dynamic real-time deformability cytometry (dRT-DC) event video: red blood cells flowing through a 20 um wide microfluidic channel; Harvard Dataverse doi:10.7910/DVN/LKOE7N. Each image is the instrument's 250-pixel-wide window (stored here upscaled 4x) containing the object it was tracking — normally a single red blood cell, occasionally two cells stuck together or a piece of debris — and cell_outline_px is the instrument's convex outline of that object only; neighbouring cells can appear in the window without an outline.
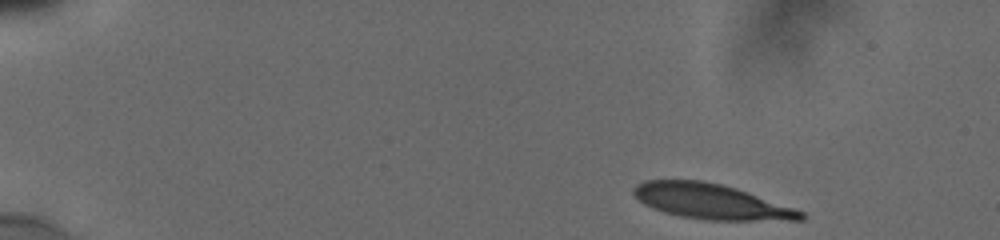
{"species": "human", "species_latin": "Homo sapiens", "temperature_condition": "cold", "stored_images_in_passage": 6, "camera_frame_rate_fps": 3000, "um_per_image_px": 0.085, "donor": {"sex": "male"}, "frame": {"image": 1, "passage_image": 1, "time_ms": 0.0, "image_size_px": [1000, 240], "cell_outline_px": [[808, 216], [804, 220], [704, 220], [680, 216], [664, 212], [652, 208], [644, 204], [632, 192], [632, 188], [636, 184], [644, 180], [704, 180], [736, 188], [804, 212]], "centroid_in_image_um": [60.42, 17.13], "position_along_channel_um": 24.6, "area_um2": 34.16}}
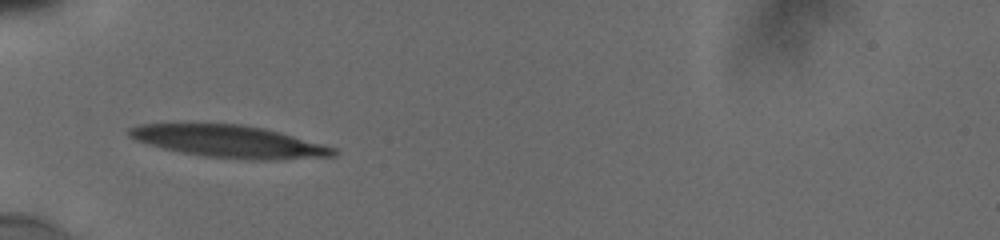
{"frame": {"image": 2, "passage_image": 5, "time_ms": 4.0, "image_size_px": [1000, 240], "cell_outline_px": [[340, 152], [336, 156], [280, 160], [248, 160], [204, 156], [180, 152], [148, 144], [136, 140], [128, 136], [128, 128], [140, 124], [240, 124], [264, 128], [280, 132], [324, 144], [336, 148]], "centroid_in_image_um": [19.55, 12.04], "position_along_channel_um": 65.4, "area_um2": 38.55}}